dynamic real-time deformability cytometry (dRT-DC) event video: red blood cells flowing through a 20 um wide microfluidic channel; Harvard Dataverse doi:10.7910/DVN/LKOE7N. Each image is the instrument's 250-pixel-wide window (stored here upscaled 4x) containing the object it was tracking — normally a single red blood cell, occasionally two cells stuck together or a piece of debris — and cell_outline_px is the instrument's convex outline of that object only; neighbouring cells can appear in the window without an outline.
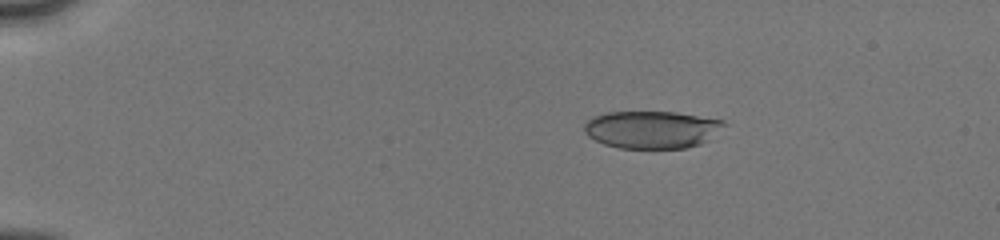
{"species": "human", "species_latin": "Homo sapiens", "temperature_condition": "cold", "stored_images_in_passage": 56, "camera_frame_rate_fps": 3000, "um_per_image_px": 0.085, "donor": {"sex": "male"}, "frame": {"image": 1, "passage_image": 2, "time_ms": 0.333, "image_size_px": [1000, 240], "cell_outline_px": [[728, 124], [708, 140], [700, 144], [684, 148], [620, 148], [604, 144], [588, 136], [584, 132], [584, 124], [588, 120], [604, 112], [676, 112], [724, 120]], "centroid_in_image_um": [55.43, 11.01], "position_along_channel_um": 29.6, "area_um2": 30.58}}
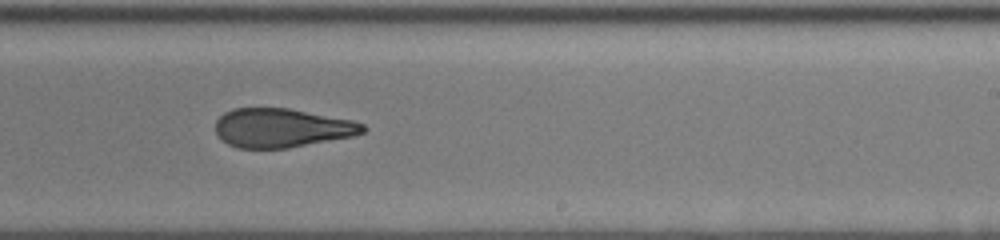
{"frame": {"image": 2, "passage_image": 26, "time_ms": 8.333, "image_size_px": [1000, 240], "cell_outline_px": [[368, 128], [364, 132], [352, 136], [288, 148], [236, 148], [228, 144], [216, 132], [216, 120], [224, 112], [232, 108], [288, 108], [352, 120], [364, 124]], "centroid_in_image_um": [23.95, 10.87], "position_along_channel_um": 265.1, "area_um2": 33.35}}
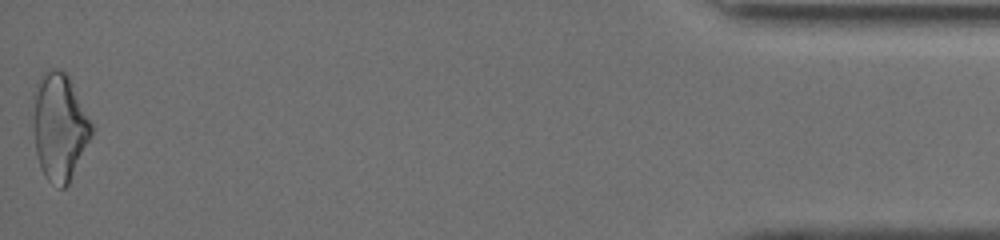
{"frame": {"image": 3, "passage_image": 56, "time_ms": 14.333, "image_size_px": [1000, 240], "cell_outline_px": [[92, 136], [68, 184], [64, 188], [60, 188], [48, 180], [40, 168], [36, 156], [32, 116], [32, 92], [40, 76], [48, 68], [60, 68], [68, 76], [92, 124]], "centroid_in_image_um": [5.01, 10.75], "position_along_channel_um": 430.2, "area_um2": 36.76}, "authors_computed_cell_mechanics": {"area_um2": 34.391, "velocity_mm_per_s": 4.0893, "shape_relaxation_time_tau1_ms": 4.4827, "shape_relaxation_time_tau2_ms": 1.582, "deformation_change_tau1": 0.1632, "deformation_change_tau2": 0.1079}}